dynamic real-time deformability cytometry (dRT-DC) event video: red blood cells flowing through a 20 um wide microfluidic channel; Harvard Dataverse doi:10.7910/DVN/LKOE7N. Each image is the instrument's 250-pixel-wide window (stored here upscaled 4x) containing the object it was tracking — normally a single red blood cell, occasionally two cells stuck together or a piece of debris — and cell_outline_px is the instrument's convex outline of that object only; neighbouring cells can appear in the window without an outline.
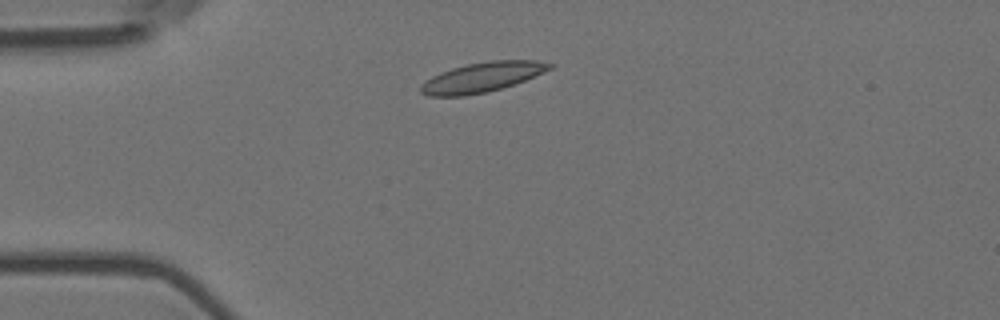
{"species": "Egyptian fruit bat (a non-hibernating species)", "species_latin": "Rousettus aegyptiacus", "temperature_condition": "room temperature", "stored_images_in_passage": 6, "camera_frame_rate_fps": 3000, "um_per_image_px": 0.085, "animal": {"sex": "female"}, "frame": {"image": 1, "passage_image": 2, "time_ms": 0.333, "image_size_px": [1000, 320], "cell_outline_px": [[556, 64], [552, 68], [544, 72], [524, 80], [488, 92], [464, 96], [428, 96], [420, 92], [420, 84], [424, 80], [440, 72], [452, 68], [468, 64], [488, 60], [536, 60]], "centroid_in_image_um": [40.95, 6.56], "position_along_channel_um": 44.0, "area_um2": 22.43}}
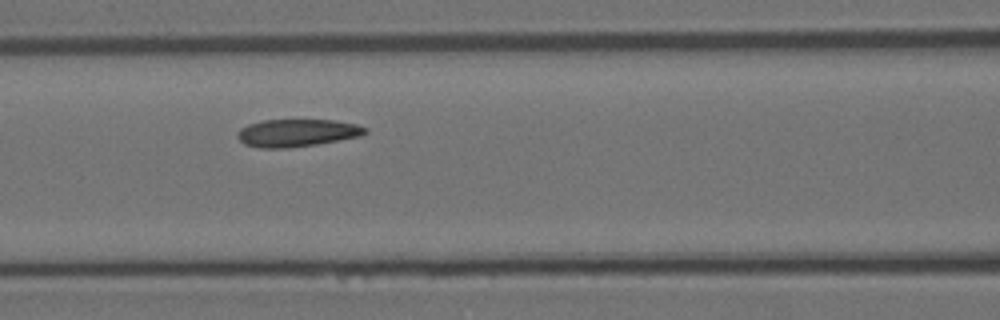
{"frame": {"image": 2, "passage_image": 5, "time_ms": 1.333, "image_size_px": [1000, 320], "cell_outline_px": [[368, 132], [360, 136], [316, 144], [288, 148], [260, 148], [244, 144], [236, 136], [240, 128], [248, 124], [264, 120], [332, 120], [356, 124], [368, 128]], "centroid_in_image_um": [25.23, 11.29], "position_along_channel_um": 141.4, "area_um2": 20.46}}
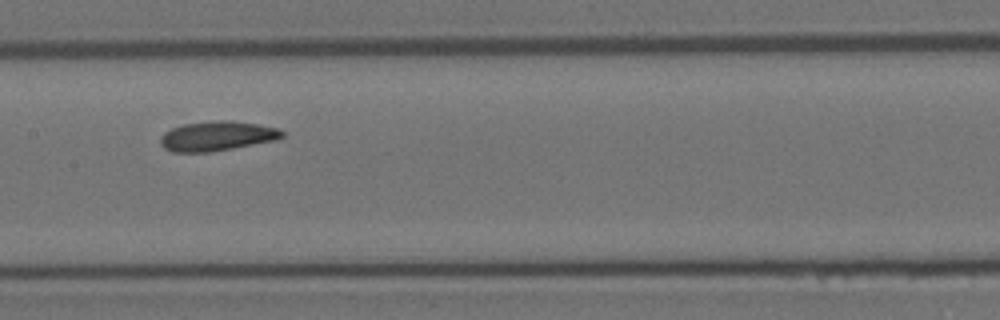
{"frame": {"image": 3, "passage_image": 6, "time_ms": 1.667, "image_size_px": [1000, 320], "cell_outline_px": [[284, 136], [276, 140], [232, 148], [208, 152], [172, 152], [164, 148], [160, 144], [160, 136], [164, 132], [172, 128], [184, 124], [216, 120], [232, 120], [256, 124], [276, 128], [284, 132]], "centroid_in_image_um": [18.42, 11.56], "position_along_channel_um": 189.0, "area_um2": 20.92}}